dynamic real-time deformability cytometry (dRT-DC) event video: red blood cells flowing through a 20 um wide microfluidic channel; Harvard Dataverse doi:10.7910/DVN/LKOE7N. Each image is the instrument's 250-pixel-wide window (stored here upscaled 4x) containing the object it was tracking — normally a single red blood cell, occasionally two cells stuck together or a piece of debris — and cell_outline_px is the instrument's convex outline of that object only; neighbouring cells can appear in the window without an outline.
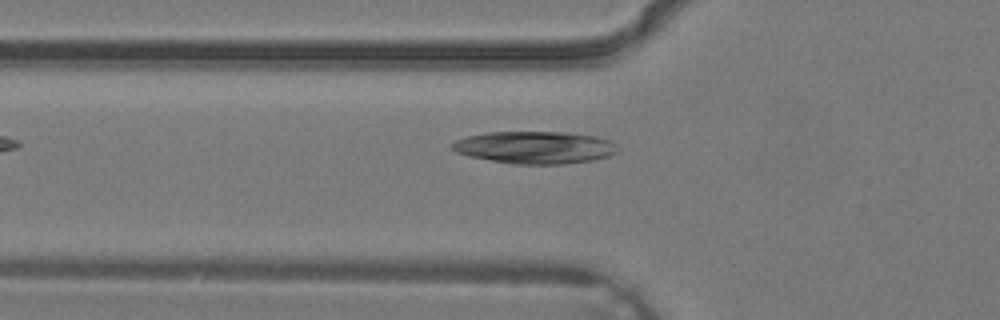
{"species": "common noctule bat (a hibernating species)", "species_latin": "Nyctalus noctula", "temperature_condition": "warm", "stored_images_in_passage": 2, "camera_frame_rate_fps": 3000, "um_per_image_px": 0.085, "animal": {"sex": "male", "body_mass_g": 19.2, "forearm_length_mm": 51.8}, "frame": {"image": 1, "passage_image": 2, "time_ms": 0.333, "image_size_px": [1000, 320], "cell_outline_px": [[620, 148], [616, 152], [608, 156], [592, 160], [564, 164], [512, 164], [468, 156], [456, 152], [448, 144], [456, 140], [468, 136], [488, 132], [564, 132], [596, 136], [608, 140]], "centroid_in_image_um": [45.44, 12.53], "position_along_channel_um": 80.4, "area_um2": 31.21}}